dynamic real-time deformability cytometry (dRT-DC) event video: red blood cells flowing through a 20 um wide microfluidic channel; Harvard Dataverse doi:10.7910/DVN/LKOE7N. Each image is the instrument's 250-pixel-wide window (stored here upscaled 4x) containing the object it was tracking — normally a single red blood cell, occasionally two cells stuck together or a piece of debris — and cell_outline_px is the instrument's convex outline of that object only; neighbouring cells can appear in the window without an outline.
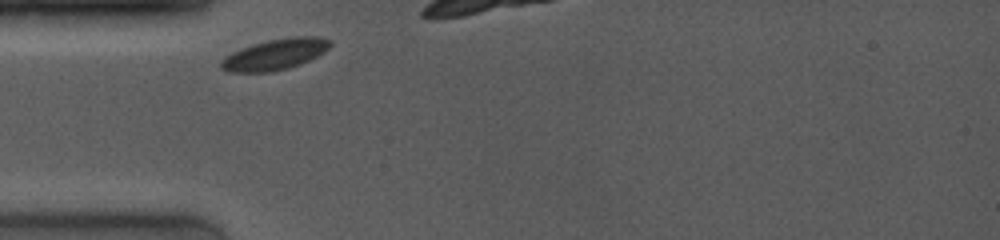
{"species": "common noctule bat (a hibernating species)", "species_latin": "Nyctalus noctula", "temperature_condition": "room temperature", "stored_images_in_passage": 7, "camera_frame_rate_fps": 4000, "um_per_image_px": 0.085, "animal": {"sex": "female", "body_mass_g": 19.0, "forearm_length_mm": 53.3}, "frame": {"image": 1, "passage_image": 1, "time_ms": 0.0, "image_size_px": [1000, 240], "cell_outline_px": [[332, 44], [324, 52], [300, 64], [288, 68], [268, 72], [232, 72], [220, 68], [220, 60], [224, 56], [240, 48], [252, 44], [268, 40], [292, 36], [320, 36], [332, 40]], "centroid_in_image_um": [23.37, 4.61], "position_along_channel_um": 61.6, "area_um2": 19.77}}